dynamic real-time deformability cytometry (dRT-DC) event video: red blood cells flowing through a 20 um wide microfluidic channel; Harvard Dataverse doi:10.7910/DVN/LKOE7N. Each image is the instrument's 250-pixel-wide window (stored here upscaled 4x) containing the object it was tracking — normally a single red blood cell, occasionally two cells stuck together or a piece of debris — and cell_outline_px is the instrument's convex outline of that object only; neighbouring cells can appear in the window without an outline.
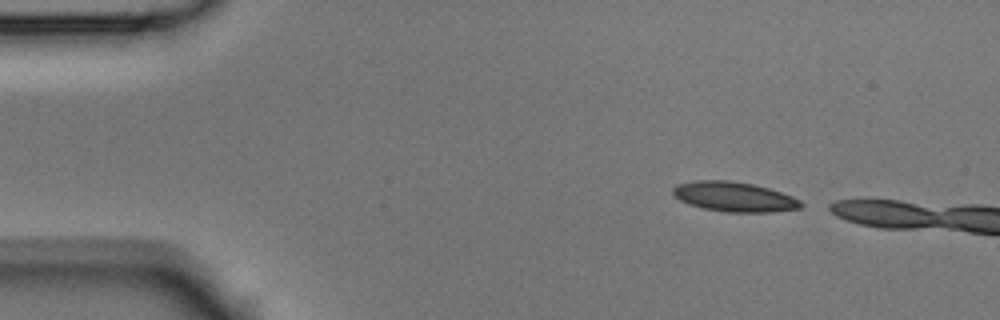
{"species": "Egyptian fruit bat (a non-hibernating species)", "species_latin": "Rousettus aegyptiacus", "temperature_condition": "room temperature", "stored_images_in_passage": 3, "camera_frame_rate_fps": 3000, "um_per_image_px": 0.085, "animal": {"sex": "male"}, "frame": {"image": 1, "passage_image": 1, "time_ms": 0.0, "image_size_px": [1000, 320], "cell_outline_px": [[804, 204], [800, 208], [768, 212], [728, 212], [704, 208], [680, 200], [672, 192], [672, 188], [676, 184], [696, 180], [728, 180], [752, 184], [768, 188], [792, 196], [800, 200]], "centroid_in_image_um": [62.41, 16.71], "position_along_channel_um": 22.6, "area_um2": 21.96}}